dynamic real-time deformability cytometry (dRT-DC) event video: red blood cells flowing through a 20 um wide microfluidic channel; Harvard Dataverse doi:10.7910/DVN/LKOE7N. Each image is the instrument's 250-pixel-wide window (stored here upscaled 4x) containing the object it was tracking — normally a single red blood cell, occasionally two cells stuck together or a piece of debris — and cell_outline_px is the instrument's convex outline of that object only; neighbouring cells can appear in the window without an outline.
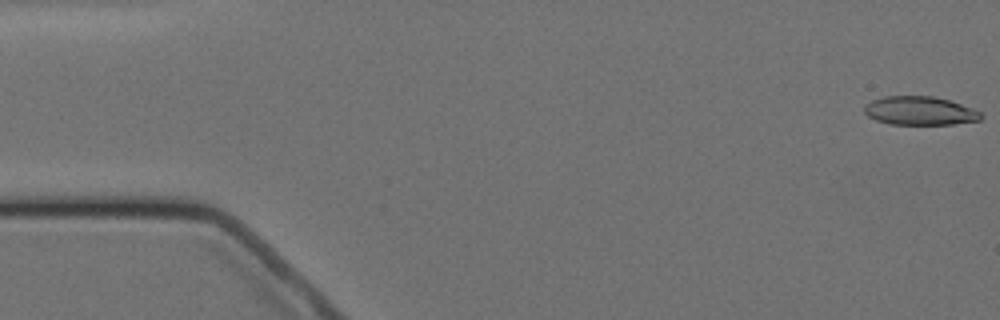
{"species": "Egyptian fruit bat (a non-hibernating species)", "species_latin": "Rousettus aegyptiacus", "temperature_condition": "cold", "stored_images_in_passage": 5, "camera_frame_rate_fps": 3000, "um_per_image_px": 0.085, "animal": {"sex": "female"}, "frame": {"image": 1, "passage_image": 1, "time_ms": 0.0, "image_size_px": [1000, 320], "cell_outline_px": [[984, 116], [980, 120], [952, 124], [892, 124], [876, 120], [868, 116], [864, 112], [864, 108], [872, 100], [884, 96], [932, 96], [948, 100], [972, 108], [980, 112]], "centroid_in_image_um": [78.19, 9.42], "position_along_channel_um": 6.8, "area_um2": 19.25}}
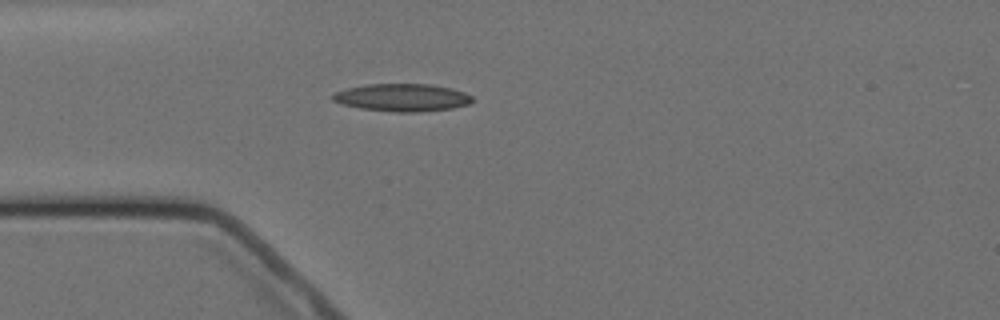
{"frame": {"image": 2, "passage_image": 5, "time_ms": 4.667, "image_size_px": [1000, 320], "cell_outline_px": [[476, 100], [468, 104], [452, 108], [416, 112], [396, 112], [360, 108], [344, 104], [332, 100], [328, 96], [332, 92], [348, 88], [368, 84], [432, 84], [464, 92], [472, 96]], "centroid_in_image_um": [34.16, 8.29], "position_along_channel_um": 50.8, "area_um2": 22.48}}